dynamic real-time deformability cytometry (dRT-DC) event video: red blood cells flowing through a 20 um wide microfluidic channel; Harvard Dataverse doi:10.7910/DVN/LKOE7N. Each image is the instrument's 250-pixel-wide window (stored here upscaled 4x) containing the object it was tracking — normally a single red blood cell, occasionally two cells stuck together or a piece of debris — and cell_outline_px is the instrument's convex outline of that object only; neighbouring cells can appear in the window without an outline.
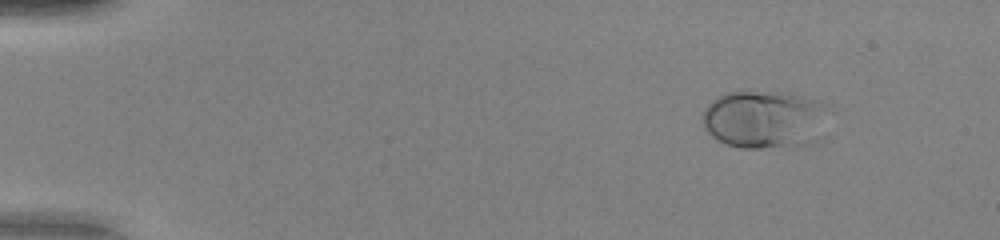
{"species": "human", "species_latin": "Homo sapiens", "temperature_condition": "warm", "stored_images_in_passage": 46, "camera_frame_rate_fps": 3000, "um_per_image_px": 0.085, "donor": {"sex": "female"}, "frame": {"image": 1, "passage_image": 1, "time_ms": 0.0, "image_size_px": [1000, 240], "cell_outline_px": [[828, 136], [824, 140], [800, 148], [740, 148], [728, 144], [712, 136], [704, 128], [700, 116], [704, 108], [716, 96], [728, 92], [780, 92], [800, 96], [824, 104]], "centroid_in_image_um": [65.05, 10.21], "position_along_channel_um": 20.0, "area_um2": 43.93}}
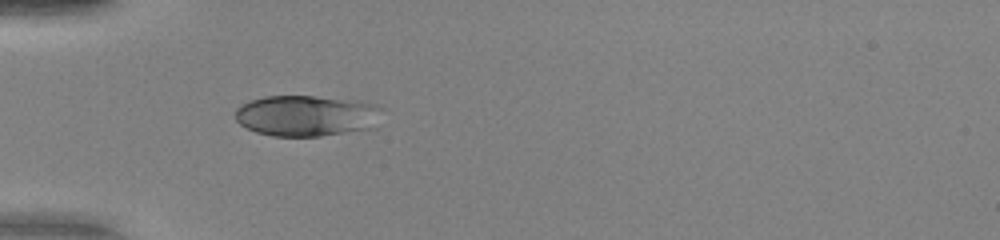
{"frame": {"image": 2, "passage_image": 12, "time_ms": 3.667, "image_size_px": [1000, 240], "cell_outline_px": [[388, 108], [376, 128], [320, 136], [272, 136], [256, 132], [240, 124], [236, 120], [236, 108], [252, 100], [264, 96], [312, 96], [360, 100], [380, 104]], "centroid_in_image_um": [26.23, 9.83], "position_along_channel_um": 58.8, "area_um2": 35.95}}
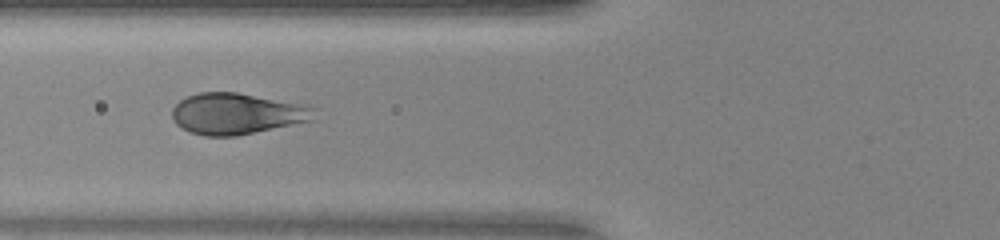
{"frame": {"image": 3, "passage_image": 16, "time_ms": 5.0, "image_size_px": [1000, 240], "cell_outline_px": [[316, 120], [236, 136], [204, 136], [188, 132], [176, 124], [172, 120], [172, 108], [180, 100], [188, 96], [200, 92], [236, 92], [308, 104], [316, 108]], "centroid_in_image_um": [20.18, 9.66], "position_along_channel_um": 105.6, "area_um2": 34.68}}